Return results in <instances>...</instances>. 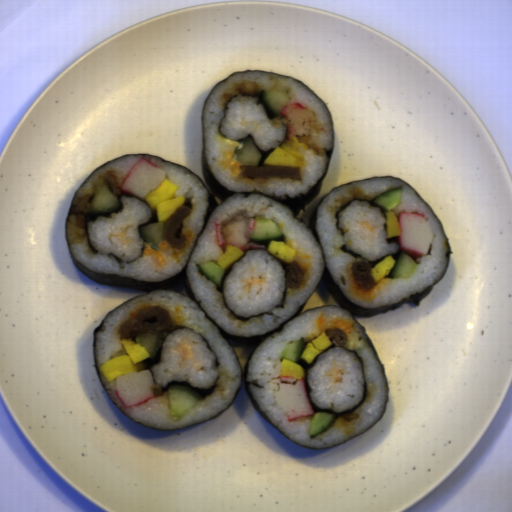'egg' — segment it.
<instances>
[{
    "label": "egg",
    "mask_w": 512,
    "mask_h": 512,
    "mask_svg": "<svg viewBox=\"0 0 512 512\" xmlns=\"http://www.w3.org/2000/svg\"><path fill=\"white\" fill-rule=\"evenodd\" d=\"M120 343L124 345L127 354L114 357L98 368L107 382L131 372L145 371L143 362L151 357L144 346L131 338H121Z\"/></svg>",
    "instance_id": "d2b9013d"
},
{
    "label": "egg",
    "mask_w": 512,
    "mask_h": 512,
    "mask_svg": "<svg viewBox=\"0 0 512 512\" xmlns=\"http://www.w3.org/2000/svg\"><path fill=\"white\" fill-rule=\"evenodd\" d=\"M178 186L165 178L157 187L150 190L144 202L156 211V221L166 223L186 201L185 196H175Z\"/></svg>",
    "instance_id": "2799bb9f"
},
{
    "label": "egg",
    "mask_w": 512,
    "mask_h": 512,
    "mask_svg": "<svg viewBox=\"0 0 512 512\" xmlns=\"http://www.w3.org/2000/svg\"><path fill=\"white\" fill-rule=\"evenodd\" d=\"M299 148L307 149L308 144L299 142V137L286 140L280 146H276L265 158L266 167H300L307 165V160L299 151Z\"/></svg>",
    "instance_id": "db1cbce2"
},
{
    "label": "egg",
    "mask_w": 512,
    "mask_h": 512,
    "mask_svg": "<svg viewBox=\"0 0 512 512\" xmlns=\"http://www.w3.org/2000/svg\"><path fill=\"white\" fill-rule=\"evenodd\" d=\"M330 346L334 345L329 335L325 331L321 332L304 344L303 350L299 355V359H302L310 365L318 354L326 351Z\"/></svg>",
    "instance_id": "581b19a8"
},
{
    "label": "egg",
    "mask_w": 512,
    "mask_h": 512,
    "mask_svg": "<svg viewBox=\"0 0 512 512\" xmlns=\"http://www.w3.org/2000/svg\"><path fill=\"white\" fill-rule=\"evenodd\" d=\"M266 251L276 259L285 264H292L296 255V250L282 241L270 240L266 245Z\"/></svg>",
    "instance_id": "535e4f2a"
},
{
    "label": "egg",
    "mask_w": 512,
    "mask_h": 512,
    "mask_svg": "<svg viewBox=\"0 0 512 512\" xmlns=\"http://www.w3.org/2000/svg\"><path fill=\"white\" fill-rule=\"evenodd\" d=\"M396 265V260L388 254L371 268L369 276L373 278L374 283L380 284L386 276L390 275Z\"/></svg>",
    "instance_id": "465d88aa"
},
{
    "label": "egg",
    "mask_w": 512,
    "mask_h": 512,
    "mask_svg": "<svg viewBox=\"0 0 512 512\" xmlns=\"http://www.w3.org/2000/svg\"><path fill=\"white\" fill-rule=\"evenodd\" d=\"M245 253L246 251H241L234 245L227 244L225 252L221 249V253L215 263L218 264L223 271H227L236 260L243 258Z\"/></svg>",
    "instance_id": "b2c4e7a5"
},
{
    "label": "egg",
    "mask_w": 512,
    "mask_h": 512,
    "mask_svg": "<svg viewBox=\"0 0 512 512\" xmlns=\"http://www.w3.org/2000/svg\"><path fill=\"white\" fill-rule=\"evenodd\" d=\"M384 223H385V231H386L385 239L393 238V237L401 235V233H402L401 226L398 222V219H397L393 209H391L389 211L385 210Z\"/></svg>",
    "instance_id": "d83a857f"
}]
</instances>
